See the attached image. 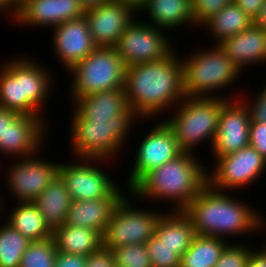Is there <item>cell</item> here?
Returning a JSON list of instances; mask_svg holds the SVG:
<instances>
[{"label":"cell","mask_w":266,"mask_h":267,"mask_svg":"<svg viewBox=\"0 0 266 267\" xmlns=\"http://www.w3.org/2000/svg\"><path fill=\"white\" fill-rule=\"evenodd\" d=\"M57 247L53 237L31 241L19 267H55Z\"/></svg>","instance_id":"obj_32"},{"label":"cell","mask_w":266,"mask_h":267,"mask_svg":"<svg viewBox=\"0 0 266 267\" xmlns=\"http://www.w3.org/2000/svg\"><path fill=\"white\" fill-rule=\"evenodd\" d=\"M228 243L221 237L196 234L181 256L180 267H214Z\"/></svg>","instance_id":"obj_29"},{"label":"cell","mask_w":266,"mask_h":267,"mask_svg":"<svg viewBox=\"0 0 266 267\" xmlns=\"http://www.w3.org/2000/svg\"><path fill=\"white\" fill-rule=\"evenodd\" d=\"M196 158V153L183 152L148 172L129 194L146 201H172L174 210H184L208 184L207 170Z\"/></svg>","instance_id":"obj_3"},{"label":"cell","mask_w":266,"mask_h":267,"mask_svg":"<svg viewBox=\"0 0 266 267\" xmlns=\"http://www.w3.org/2000/svg\"><path fill=\"white\" fill-rule=\"evenodd\" d=\"M218 45L241 71L266 62V31L255 24Z\"/></svg>","instance_id":"obj_20"},{"label":"cell","mask_w":266,"mask_h":267,"mask_svg":"<svg viewBox=\"0 0 266 267\" xmlns=\"http://www.w3.org/2000/svg\"><path fill=\"white\" fill-rule=\"evenodd\" d=\"M192 52L182 59L183 90L185 96L216 97L214 91L228 87L242 75L219 45ZM185 59V60H184ZM213 93V94H210ZM210 94V95H209Z\"/></svg>","instance_id":"obj_6"},{"label":"cell","mask_w":266,"mask_h":267,"mask_svg":"<svg viewBox=\"0 0 266 267\" xmlns=\"http://www.w3.org/2000/svg\"><path fill=\"white\" fill-rule=\"evenodd\" d=\"M215 162L214 170L207 172L208 184L222 192L241 189L255 182L266 168V159L250 144L218 157Z\"/></svg>","instance_id":"obj_10"},{"label":"cell","mask_w":266,"mask_h":267,"mask_svg":"<svg viewBox=\"0 0 266 267\" xmlns=\"http://www.w3.org/2000/svg\"><path fill=\"white\" fill-rule=\"evenodd\" d=\"M86 9L80 0H28L21 6L18 26L50 27L84 16Z\"/></svg>","instance_id":"obj_18"},{"label":"cell","mask_w":266,"mask_h":267,"mask_svg":"<svg viewBox=\"0 0 266 267\" xmlns=\"http://www.w3.org/2000/svg\"><path fill=\"white\" fill-rule=\"evenodd\" d=\"M154 125L137 148L128 177V192L151 170L174 160L183 151L179 148L172 129L164 119Z\"/></svg>","instance_id":"obj_11"},{"label":"cell","mask_w":266,"mask_h":267,"mask_svg":"<svg viewBox=\"0 0 266 267\" xmlns=\"http://www.w3.org/2000/svg\"><path fill=\"white\" fill-rule=\"evenodd\" d=\"M0 67V107L21 114L20 58L14 57Z\"/></svg>","instance_id":"obj_30"},{"label":"cell","mask_w":266,"mask_h":267,"mask_svg":"<svg viewBox=\"0 0 266 267\" xmlns=\"http://www.w3.org/2000/svg\"><path fill=\"white\" fill-rule=\"evenodd\" d=\"M253 24V20L234 2L221 9L201 26L208 29L214 36L215 45L224 39L246 30Z\"/></svg>","instance_id":"obj_28"},{"label":"cell","mask_w":266,"mask_h":267,"mask_svg":"<svg viewBox=\"0 0 266 267\" xmlns=\"http://www.w3.org/2000/svg\"><path fill=\"white\" fill-rule=\"evenodd\" d=\"M99 160L105 161L100 158H79L78 163L60 164L59 177L65 183L72 201L110 197L119 188L106 170L98 168Z\"/></svg>","instance_id":"obj_12"},{"label":"cell","mask_w":266,"mask_h":267,"mask_svg":"<svg viewBox=\"0 0 266 267\" xmlns=\"http://www.w3.org/2000/svg\"><path fill=\"white\" fill-rule=\"evenodd\" d=\"M142 21L134 19L114 46L126 67L159 61L175 51L166 37L167 31Z\"/></svg>","instance_id":"obj_9"},{"label":"cell","mask_w":266,"mask_h":267,"mask_svg":"<svg viewBox=\"0 0 266 267\" xmlns=\"http://www.w3.org/2000/svg\"><path fill=\"white\" fill-rule=\"evenodd\" d=\"M253 24H255L257 27L262 28L266 31V0L263 6L261 7V10L258 16L253 21Z\"/></svg>","instance_id":"obj_46"},{"label":"cell","mask_w":266,"mask_h":267,"mask_svg":"<svg viewBox=\"0 0 266 267\" xmlns=\"http://www.w3.org/2000/svg\"><path fill=\"white\" fill-rule=\"evenodd\" d=\"M171 210V213H162L155 228V235L182 255L190 247L196 233L191 219L183 210Z\"/></svg>","instance_id":"obj_23"},{"label":"cell","mask_w":266,"mask_h":267,"mask_svg":"<svg viewBox=\"0 0 266 267\" xmlns=\"http://www.w3.org/2000/svg\"><path fill=\"white\" fill-rule=\"evenodd\" d=\"M85 267H117L111 250L101 247L86 257Z\"/></svg>","instance_id":"obj_39"},{"label":"cell","mask_w":266,"mask_h":267,"mask_svg":"<svg viewBox=\"0 0 266 267\" xmlns=\"http://www.w3.org/2000/svg\"><path fill=\"white\" fill-rule=\"evenodd\" d=\"M233 2L254 21L265 0H233Z\"/></svg>","instance_id":"obj_41"},{"label":"cell","mask_w":266,"mask_h":267,"mask_svg":"<svg viewBox=\"0 0 266 267\" xmlns=\"http://www.w3.org/2000/svg\"><path fill=\"white\" fill-rule=\"evenodd\" d=\"M112 1L115 0H80V3L84 6L85 9H87L93 6L107 4Z\"/></svg>","instance_id":"obj_47"},{"label":"cell","mask_w":266,"mask_h":267,"mask_svg":"<svg viewBox=\"0 0 266 267\" xmlns=\"http://www.w3.org/2000/svg\"><path fill=\"white\" fill-rule=\"evenodd\" d=\"M117 267H152L146 244H130L112 249Z\"/></svg>","instance_id":"obj_33"},{"label":"cell","mask_w":266,"mask_h":267,"mask_svg":"<svg viewBox=\"0 0 266 267\" xmlns=\"http://www.w3.org/2000/svg\"><path fill=\"white\" fill-rule=\"evenodd\" d=\"M233 0H190L195 26L199 28L205 21L231 4Z\"/></svg>","instance_id":"obj_36"},{"label":"cell","mask_w":266,"mask_h":267,"mask_svg":"<svg viewBox=\"0 0 266 267\" xmlns=\"http://www.w3.org/2000/svg\"><path fill=\"white\" fill-rule=\"evenodd\" d=\"M21 7L15 2V0H0V14L8 13L13 23L17 20ZM9 11V12H8Z\"/></svg>","instance_id":"obj_43"},{"label":"cell","mask_w":266,"mask_h":267,"mask_svg":"<svg viewBox=\"0 0 266 267\" xmlns=\"http://www.w3.org/2000/svg\"><path fill=\"white\" fill-rule=\"evenodd\" d=\"M244 94L228 99L220 112L219 124L212 145L215 160L223 155L239 151L249 145L250 112L244 103ZM236 98V99H235Z\"/></svg>","instance_id":"obj_14"},{"label":"cell","mask_w":266,"mask_h":267,"mask_svg":"<svg viewBox=\"0 0 266 267\" xmlns=\"http://www.w3.org/2000/svg\"><path fill=\"white\" fill-rule=\"evenodd\" d=\"M28 0H15V2L21 7L23 6Z\"/></svg>","instance_id":"obj_48"},{"label":"cell","mask_w":266,"mask_h":267,"mask_svg":"<svg viewBox=\"0 0 266 267\" xmlns=\"http://www.w3.org/2000/svg\"><path fill=\"white\" fill-rule=\"evenodd\" d=\"M86 256L57 251L55 267H85Z\"/></svg>","instance_id":"obj_40"},{"label":"cell","mask_w":266,"mask_h":267,"mask_svg":"<svg viewBox=\"0 0 266 267\" xmlns=\"http://www.w3.org/2000/svg\"><path fill=\"white\" fill-rule=\"evenodd\" d=\"M249 144L266 159V122H250Z\"/></svg>","instance_id":"obj_37"},{"label":"cell","mask_w":266,"mask_h":267,"mask_svg":"<svg viewBox=\"0 0 266 267\" xmlns=\"http://www.w3.org/2000/svg\"><path fill=\"white\" fill-rule=\"evenodd\" d=\"M75 109L89 120H109L128 107L123 88H112L72 99Z\"/></svg>","instance_id":"obj_22"},{"label":"cell","mask_w":266,"mask_h":267,"mask_svg":"<svg viewBox=\"0 0 266 267\" xmlns=\"http://www.w3.org/2000/svg\"><path fill=\"white\" fill-rule=\"evenodd\" d=\"M124 6L129 7L135 14L136 12H140L145 5L147 4L148 0H115Z\"/></svg>","instance_id":"obj_45"},{"label":"cell","mask_w":266,"mask_h":267,"mask_svg":"<svg viewBox=\"0 0 266 267\" xmlns=\"http://www.w3.org/2000/svg\"><path fill=\"white\" fill-rule=\"evenodd\" d=\"M44 120H47L44 116L20 114L11 124H7L0 153L3 152L10 157L12 155L16 159L37 154L41 150L40 147L44 145L43 140L46 138L44 135H47Z\"/></svg>","instance_id":"obj_17"},{"label":"cell","mask_w":266,"mask_h":267,"mask_svg":"<svg viewBox=\"0 0 266 267\" xmlns=\"http://www.w3.org/2000/svg\"><path fill=\"white\" fill-rule=\"evenodd\" d=\"M52 32V47L65 71H70L98 47L84 16L59 24Z\"/></svg>","instance_id":"obj_15"},{"label":"cell","mask_w":266,"mask_h":267,"mask_svg":"<svg viewBox=\"0 0 266 267\" xmlns=\"http://www.w3.org/2000/svg\"><path fill=\"white\" fill-rule=\"evenodd\" d=\"M37 155L17 158L6 173L8 190L18 199L15 202H33L59 176L60 163Z\"/></svg>","instance_id":"obj_13"},{"label":"cell","mask_w":266,"mask_h":267,"mask_svg":"<svg viewBox=\"0 0 266 267\" xmlns=\"http://www.w3.org/2000/svg\"><path fill=\"white\" fill-rule=\"evenodd\" d=\"M125 195L119 185L110 197L72 201L65 223L90 228L102 235L113 211Z\"/></svg>","instance_id":"obj_21"},{"label":"cell","mask_w":266,"mask_h":267,"mask_svg":"<svg viewBox=\"0 0 266 267\" xmlns=\"http://www.w3.org/2000/svg\"><path fill=\"white\" fill-rule=\"evenodd\" d=\"M146 246L152 267H180L182 255L176 248L164 244L155 234L146 242Z\"/></svg>","instance_id":"obj_34"},{"label":"cell","mask_w":266,"mask_h":267,"mask_svg":"<svg viewBox=\"0 0 266 267\" xmlns=\"http://www.w3.org/2000/svg\"><path fill=\"white\" fill-rule=\"evenodd\" d=\"M72 112L70 142L74 156H77L74 158L78 159L100 158L109 162L127 142L134 120L140 119L130 107L109 120L86 119L75 108Z\"/></svg>","instance_id":"obj_4"},{"label":"cell","mask_w":266,"mask_h":267,"mask_svg":"<svg viewBox=\"0 0 266 267\" xmlns=\"http://www.w3.org/2000/svg\"><path fill=\"white\" fill-rule=\"evenodd\" d=\"M1 198H2V195H1V197H0V213L2 212L1 210H2V207L1 206H3L2 204H3V200H1Z\"/></svg>","instance_id":"obj_49"},{"label":"cell","mask_w":266,"mask_h":267,"mask_svg":"<svg viewBox=\"0 0 266 267\" xmlns=\"http://www.w3.org/2000/svg\"><path fill=\"white\" fill-rule=\"evenodd\" d=\"M180 58L173 51L165 59L127 67L123 89L129 107L139 118L153 119L160 112L169 111L171 106L174 109L183 100Z\"/></svg>","instance_id":"obj_1"},{"label":"cell","mask_w":266,"mask_h":267,"mask_svg":"<svg viewBox=\"0 0 266 267\" xmlns=\"http://www.w3.org/2000/svg\"><path fill=\"white\" fill-rule=\"evenodd\" d=\"M16 204L15 208L10 210L8 224L30 241L53 237V231L33 202H16Z\"/></svg>","instance_id":"obj_27"},{"label":"cell","mask_w":266,"mask_h":267,"mask_svg":"<svg viewBox=\"0 0 266 267\" xmlns=\"http://www.w3.org/2000/svg\"><path fill=\"white\" fill-rule=\"evenodd\" d=\"M135 15L129 7L112 1L87 8L84 17L95 44L98 47H114Z\"/></svg>","instance_id":"obj_16"},{"label":"cell","mask_w":266,"mask_h":267,"mask_svg":"<svg viewBox=\"0 0 266 267\" xmlns=\"http://www.w3.org/2000/svg\"><path fill=\"white\" fill-rule=\"evenodd\" d=\"M141 11L148 13L151 25L166 31L186 23L195 26L190 0H148Z\"/></svg>","instance_id":"obj_25"},{"label":"cell","mask_w":266,"mask_h":267,"mask_svg":"<svg viewBox=\"0 0 266 267\" xmlns=\"http://www.w3.org/2000/svg\"><path fill=\"white\" fill-rule=\"evenodd\" d=\"M262 89L253 100H243L249 108L251 122H266V85Z\"/></svg>","instance_id":"obj_38"},{"label":"cell","mask_w":266,"mask_h":267,"mask_svg":"<svg viewBox=\"0 0 266 267\" xmlns=\"http://www.w3.org/2000/svg\"><path fill=\"white\" fill-rule=\"evenodd\" d=\"M126 65L114 47H97L70 71L71 97L80 98L112 88H124Z\"/></svg>","instance_id":"obj_7"},{"label":"cell","mask_w":266,"mask_h":267,"mask_svg":"<svg viewBox=\"0 0 266 267\" xmlns=\"http://www.w3.org/2000/svg\"><path fill=\"white\" fill-rule=\"evenodd\" d=\"M31 241L6 223L0 226V267H19Z\"/></svg>","instance_id":"obj_31"},{"label":"cell","mask_w":266,"mask_h":267,"mask_svg":"<svg viewBox=\"0 0 266 267\" xmlns=\"http://www.w3.org/2000/svg\"><path fill=\"white\" fill-rule=\"evenodd\" d=\"M52 231L67 219L72 199L63 180L58 176L33 201Z\"/></svg>","instance_id":"obj_24"},{"label":"cell","mask_w":266,"mask_h":267,"mask_svg":"<svg viewBox=\"0 0 266 267\" xmlns=\"http://www.w3.org/2000/svg\"><path fill=\"white\" fill-rule=\"evenodd\" d=\"M252 251L247 245L228 243L214 267H247Z\"/></svg>","instance_id":"obj_35"},{"label":"cell","mask_w":266,"mask_h":267,"mask_svg":"<svg viewBox=\"0 0 266 267\" xmlns=\"http://www.w3.org/2000/svg\"><path fill=\"white\" fill-rule=\"evenodd\" d=\"M247 267H266V247L251 252Z\"/></svg>","instance_id":"obj_44"},{"label":"cell","mask_w":266,"mask_h":267,"mask_svg":"<svg viewBox=\"0 0 266 267\" xmlns=\"http://www.w3.org/2000/svg\"><path fill=\"white\" fill-rule=\"evenodd\" d=\"M49 71L35 59L20 55L21 114L45 116L43 104L50 97L54 82Z\"/></svg>","instance_id":"obj_19"},{"label":"cell","mask_w":266,"mask_h":267,"mask_svg":"<svg viewBox=\"0 0 266 267\" xmlns=\"http://www.w3.org/2000/svg\"><path fill=\"white\" fill-rule=\"evenodd\" d=\"M127 196L116 206L102 233V247L112 250L130 244H146L155 234L163 212L134 208ZM133 204V205H132Z\"/></svg>","instance_id":"obj_8"},{"label":"cell","mask_w":266,"mask_h":267,"mask_svg":"<svg viewBox=\"0 0 266 267\" xmlns=\"http://www.w3.org/2000/svg\"><path fill=\"white\" fill-rule=\"evenodd\" d=\"M57 251L88 256L102 247V235L93 229L64 223L53 231Z\"/></svg>","instance_id":"obj_26"},{"label":"cell","mask_w":266,"mask_h":267,"mask_svg":"<svg viewBox=\"0 0 266 267\" xmlns=\"http://www.w3.org/2000/svg\"><path fill=\"white\" fill-rule=\"evenodd\" d=\"M207 184L183 210L197 235L227 238L263 230L265 220L256 210ZM255 211V212H254ZM263 222V223H262ZM259 230V231H258Z\"/></svg>","instance_id":"obj_2"},{"label":"cell","mask_w":266,"mask_h":267,"mask_svg":"<svg viewBox=\"0 0 266 267\" xmlns=\"http://www.w3.org/2000/svg\"><path fill=\"white\" fill-rule=\"evenodd\" d=\"M229 97H190L173 109V116L164 120L172 129L179 148L183 152L194 153L195 147L210 140L211 147L216 137L219 115Z\"/></svg>","instance_id":"obj_5"},{"label":"cell","mask_w":266,"mask_h":267,"mask_svg":"<svg viewBox=\"0 0 266 267\" xmlns=\"http://www.w3.org/2000/svg\"><path fill=\"white\" fill-rule=\"evenodd\" d=\"M19 115L16 111L0 107V145L3 143V133L7 124H11Z\"/></svg>","instance_id":"obj_42"}]
</instances>
